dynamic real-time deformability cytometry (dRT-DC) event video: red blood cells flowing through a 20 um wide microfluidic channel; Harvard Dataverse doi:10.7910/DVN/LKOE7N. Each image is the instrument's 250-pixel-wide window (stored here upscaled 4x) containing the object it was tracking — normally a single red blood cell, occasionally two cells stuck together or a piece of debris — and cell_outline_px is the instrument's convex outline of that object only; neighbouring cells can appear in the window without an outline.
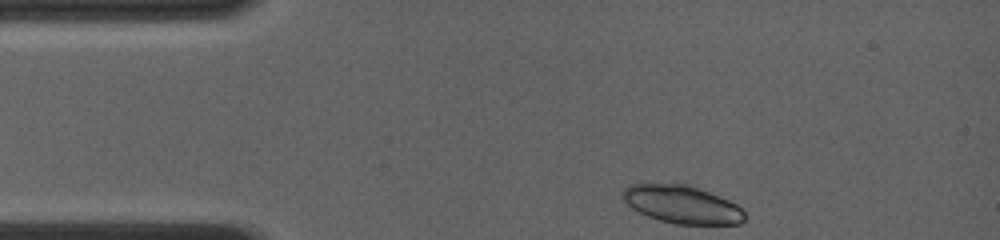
{"species": "common noctule bat (a hibernating species)", "species_latin": "Nyctalus noctula", "temperature_condition": "room temperature", "stored_images_in_passage": 8, "camera_frame_rate_fps": 4000, "um_per_image_px": 0.085, "animal": {"sex": "female", "body_mass_g": 19.0, "forearm_length_mm": 56.7}, "frame": {"image": 1, "passage_image": 1, "time_ms": 0.0, "image_size_px": [1000, 240], "cell_outline_px": [[744, 220], [740, 224], [676, 224], [660, 220], [648, 216], [632, 208], [620, 196], [620, 192], [628, 184], [688, 184], [728, 200], [736, 204], [744, 212]], "centroid_in_image_um": [57.93, 17.37], "position_along_channel_um": 27.1, "area_um2": 26.76}}